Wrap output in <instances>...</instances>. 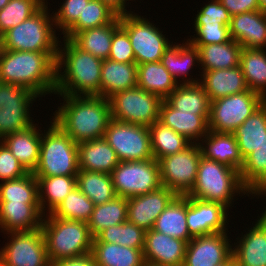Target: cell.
Segmentation results:
<instances>
[{
  "label": "cell",
  "mask_w": 266,
  "mask_h": 266,
  "mask_svg": "<svg viewBox=\"0 0 266 266\" xmlns=\"http://www.w3.org/2000/svg\"><path fill=\"white\" fill-rule=\"evenodd\" d=\"M231 16L249 11H258V0H219Z\"/></svg>",
  "instance_id": "cell-53"
},
{
  "label": "cell",
  "mask_w": 266,
  "mask_h": 266,
  "mask_svg": "<svg viewBox=\"0 0 266 266\" xmlns=\"http://www.w3.org/2000/svg\"><path fill=\"white\" fill-rule=\"evenodd\" d=\"M176 196L174 191L161 186L144 195L127 198V220L145 231L150 230Z\"/></svg>",
  "instance_id": "cell-18"
},
{
  "label": "cell",
  "mask_w": 266,
  "mask_h": 266,
  "mask_svg": "<svg viewBox=\"0 0 266 266\" xmlns=\"http://www.w3.org/2000/svg\"><path fill=\"white\" fill-rule=\"evenodd\" d=\"M43 217L39 203H0V228L3 233L41 228Z\"/></svg>",
  "instance_id": "cell-25"
},
{
  "label": "cell",
  "mask_w": 266,
  "mask_h": 266,
  "mask_svg": "<svg viewBox=\"0 0 266 266\" xmlns=\"http://www.w3.org/2000/svg\"><path fill=\"white\" fill-rule=\"evenodd\" d=\"M60 96L64 102L53 113L52 121L76 144L104 137L111 120L109 99L101 96Z\"/></svg>",
  "instance_id": "cell-2"
},
{
  "label": "cell",
  "mask_w": 266,
  "mask_h": 266,
  "mask_svg": "<svg viewBox=\"0 0 266 266\" xmlns=\"http://www.w3.org/2000/svg\"><path fill=\"white\" fill-rule=\"evenodd\" d=\"M91 253L97 266H144L143 249L116 243L92 242Z\"/></svg>",
  "instance_id": "cell-34"
},
{
  "label": "cell",
  "mask_w": 266,
  "mask_h": 266,
  "mask_svg": "<svg viewBox=\"0 0 266 266\" xmlns=\"http://www.w3.org/2000/svg\"><path fill=\"white\" fill-rule=\"evenodd\" d=\"M51 266H97L93 255L88 252L83 255L57 260Z\"/></svg>",
  "instance_id": "cell-54"
},
{
  "label": "cell",
  "mask_w": 266,
  "mask_h": 266,
  "mask_svg": "<svg viewBox=\"0 0 266 266\" xmlns=\"http://www.w3.org/2000/svg\"><path fill=\"white\" fill-rule=\"evenodd\" d=\"M76 186L95 206L104 204L116 197L110 174L79 170L76 175Z\"/></svg>",
  "instance_id": "cell-39"
},
{
  "label": "cell",
  "mask_w": 266,
  "mask_h": 266,
  "mask_svg": "<svg viewBox=\"0 0 266 266\" xmlns=\"http://www.w3.org/2000/svg\"><path fill=\"white\" fill-rule=\"evenodd\" d=\"M127 221V198L116 196L113 200L96 205L88 220L89 232L95 238L101 231Z\"/></svg>",
  "instance_id": "cell-41"
},
{
  "label": "cell",
  "mask_w": 266,
  "mask_h": 266,
  "mask_svg": "<svg viewBox=\"0 0 266 266\" xmlns=\"http://www.w3.org/2000/svg\"><path fill=\"white\" fill-rule=\"evenodd\" d=\"M152 229L188 243L192 237L187 226L186 195H177L155 220Z\"/></svg>",
  "instance_id": "cell-31"
},
{
  "label": "cell",
  "mask_w": 266,
  "mask_h": 266,
  "mask_svg": "<svg viewBox=\"0 0 266 266\" xmlns=\"http://www.w3.org/2000/svg\"><path fill=\"white\" fill-rule=\"evenodd\" d=\"M239 66L241 67L248 89L266 100L265 48H242Z\"/></svg>",
  "instance_id": "cell-36"
},
{
  "label": "cell",
  "mask_w": 266,
  "mask_h": 266,
  "mask_svg": "<svg viewBox=\"0 0 266 266\" xmlns=\"http://www.w3.org/2000/svg\"><path fill=\"white\" fill-rule=\"evenodd\" d=\"M201 156L197 142L181 152L161 158L158 162L162 186L177 195H187L194 187Z\"/></svg>",
  "instance_id": "cell-14"
},
{
  "label": "cell",
  "mask_w": 266,
  "mask_h": 266,
  "mask_svg": "<svg viewBox=\"0 0 266 266\" xmlns=\"http://www.w3.org/2000/svg\"><path fill=\"white\" fill-rule=\"evenodd\" d=\"M35 177L38 180L39 205L44 215L46 207L48 208L47 211L52 213L72 189L76 187V176Z\"/></svg>",
  "instance_id": "cell-38"
},
{
  "label": "cell",
  "mask_w": 266,
  "mask_h": 266,
  "mask_svg": "<svg viewBox=\"0 0 266 266\" xmlns=\"http://www.w3.org/2000/svg\"><path fill=\"white\" fill-rule=\"evenodd\" d=\"M137 86V64L102 60L100 96L109 99L115 93Z\"/></svg>",
  "instance_id": "cell-28"
},
{
  "label": "cell",
  "mask_w": 266,
  "mask_h": 266,
  "mask_svg": "<svg viewBox=\"0 0 266 266\" xmlns=\"http://www.w3.org/2000/svg\"><path fill=\"white\" fill-rule=\"evenodd\" d=\"M90 0H65L53 14L54 25L56 29L60 28L63 34L78 20L79 15L83 13L85 5Z\"/></svg>",
  "instance_id": "cell-49"
},
{
  "label": "cell",
  "mask_w": 266,
  "mask_h": 266,
  "mask_svg": "<svg viewBox=\"0 0 266 266\" xmlns=\"http://www.w3.org/2000/svg\"><path fill=\"white\" fill-rule=\"evenodd\" d=\"M11 239L0 250L6 266H51L41 228L7 232Z\"/></svg>",
  "instance_id": "cell-15"
},
{
  "label": "cell",
  "mask_w": 266,
  "mask_h": 266,
  "mask_svg": "<svg viewBox=\"0 0 266 266\" xmlns=\"http://www.w3.org/2000/svg\"><path fill=\"white\" fill-rule=\"evenodd\" d=\"M10 0H0V10L4 8L6 4L9 3Z\"/></svg>",
  "instance_id": "cell-59"
},
{
  "label": "cell",
  "mask_w": 266,
  "mask_h": 266,
  "mask_svg": "<svg viewBox=\"0 0 266 266\" xmlns=\"http://www.w3.org/2000/svg\"><path fill=\"white\" fill-rule=\"evenodd\" d=\"M240 178L250 195L266 196V134L255 150L244 159Z\"/></svg>",
  "instance_id": "cell-30"
},
{
  "label": "cell",
  "mask_w": 266,
  "mask_h": 266,
  "mask_svg": "<svg viewBox=\"0 0 266 266\" xmlns=\"http://www.w3.org/2000/svg\"><path fill=\"white\" fill-rule=\"evenodd\" d=\"M120 26V16L112 23L76 33L70 40L81 50L102 60L108 59L114 31Z\"/></svg>",
  "instance_id": "cell-33"
},
{
  "label": "cell",
  "mask_w": 266,
  "mask_h": 266,
  "mask_svg": "<svg viewBox=\"0 0 266 266\" xmlns=\"http://www.w3.org/2000/svg\"><path fill=\"white\" fill-rule=\"evenodd\" d=\"M118 15L100 0H90L78 20L63 34L71 39L76 33L112 23Z\"/></svg>",
  "instance_id": "cell-44"
},
{
  "label": "cell",
  "mask_w": 266,
  "mask_h": 266,
  "mask_svg": "<svg viewBox=\"0 0 266 266\" xmlns=\"http://www.w3.org/2000/svg\"><path fill=\"white\" fill-rule=\"evenodd\" d=\"M208 120L209 115L180 112L171 107L165 100L161 102L159 121L186 137L190 142L196 143L208 133Z\"/></svg>",
  "instance_id": "cell-22"
},
{
  "label": "cell",
  "mask_w": 266,
  "mask_h": 266,
  "mask_svg": "<svg viewBox=\"0 0 266 266\" xmlns=\"http://www.w3.org/2000/svg\"><path fill=\"white\" fill-rule=\"evenodd\" d=\"M248 231L232 248L236 266H266V225L258 218Z\"/></svg>",
  "instance_id": "cell-24"
},
{
  "label": "cell",
  "mask_w": 266,
  "mask_h": 266,
  "mask_svg": "<svg viewBox=\"0 0 266 266\" xmlns=\"http://www.w3.org/2000/svg\"><path fill=\"white\" fill-rule=\"evenodd\" d=\"M229 33L242 48H266V12L249 11L231 16Z\"/></svg>",
  "instance_id": "cell-20"
},
{
  "label": "cell",
  "mask_w": 266,
  "mask_h": 266,
  "mask_svg": "<svg viewBox=\"0 0 266 266\" xmlns=\"http://www.w3.org/2000/svg\"><path fill=\"white\" fill-rule=\"evenodd\" d=\"M0 203H39L38 180L32 172L0 183Z\"/></svg>",
  "instance_id": "cell-43"
},
{
  "label": "cell",
  "mask_w": 266,
  "mask_h": 266,
  "mask_svg": "<svg viewBox=\"0 0 266 266\" xmlns=\"http://www.w3.org/2000/svg\"><path fill=\"white\" fill-rule=\"evenodd\" d=\"M37 98L39 96L27 88L0 82V140L34 124L29 110Z\"/></svg>",
  "instance_id": "cell-13"
},
{
  "label": "cell",
  "mask_w": 266,
  "mask_h": 266,
  "mask_svg": "<svg viewBox=\"0 0 266 266\" xmlns=\"http://www.w3.org/2000/svg\"><path fill=\"white\" fill-rule=\"evenodd\" d=\"M179 85L161 61L137 65V86L165 100Z\"/></svg>",
  "instance_id": "cell-32"
},
{
  "label": "cell",
  "mask_w": 266,
  "mask_h": 266,
  "mask_svg": "<svg viewBox=\"0 0 266 266\" xmlns=\"http://www.w3.org/2000/svg\"><path fill=\"white\" fill-rule=\"evenodd\" d=\"M63 39L56 60L55 95L100 96L102 59Z\"/></svg>",
  "instance_id": "cell-3"
},
{
  "label": "cell",
  "mask_w": 266,
  "mask_h": 266,
  "mask_svg": "<svg viewBox=\"0 0 266 266\" xmlns=\"http://www.w3.org/2000/svg\"><path fill=\"white\" fill-rule=\"evenodd\" d=\"M211 1V2H210ZM200 9L194 18V23H221L229 25L231 15L219 0H210Z\"/></svg>",
  "instance_id": "cell-52"
},
{
  "label": "cell",
  "mask_w": 266,
  "mask_h": 266,
  "mask_svg": "<svg viewBox=\"0 0 266 266\" xmlns=\"http://www.w3.org/2000/svg\"><path fill=\"white\" fill-rule=\"evenodd\" d=\"M171 44L169 47L164 51V54L161 58L162 65L167 69L169 74L173 76V78L178 83V77H183V81L179 79V83L181 84H195L199 83L200 80H193L187 76L189 75V71L191 70L194 64L200 62L199 59V50L196 46L191 45L188 41L184 44ZM181 75V76H180ZM187 75L186 77H184ZM185 78V80H184ZM187 79V80H186Z\"/></svg>",
  "instance_id": "cell-29"
},
{
  "label": "cell",
  "mask_w": 266,
  "mask_h": 266,
  "mask_svg": "<svg viewBox=\"0 0 266 266\" xmlns=\"http://www.w3.org/2000/svg\"><path fill=\"white\" fill-rule=\"evenodd\" d=\"M148 128L153 158L157 161L163 157L181 152L193 143L170 127L165 126L159 120Z\"/></svg>",
  "instance_id": "cell-42"
},
{
  "label": "cell",
  "mask_w": 266,
  "mask_h": 266,
  "mask_svg": "<svg viewBox=\"0 0 266 266\" xmlns=\"http://www.w3.org/2000/svg\"><path fill=\"white\" fill-rule=\"evenodd\" d=\"M36 124L28 129L4 136L1 141L27 172H34L39 162L42 132ZM40 131V132H39Z\"/></svg>",
  "instance_id": "cell-26"
},
{
  "label": "cell",
  "mask_w": 266,
  "mask_h": 266,
  "mask_svg": "<svg viewBox=\"0 0 266 266\" xmlns=\"http://www.w3.org/2000/svg\"><path fill=\"white\" fill-rule=\"evenodd\" d=\"M187 243L181 239L147 230L143 256L145 264L153 266H183Z\"/></svg>",
  "instance_id": "cell-19"
},
{
  "label": "cell",
  "mask_w": 266,
  "mask_h": 266,
  "mask_svg": "<svg viewBox=\"0 0 266 266\" xmlns=\"http://www.w3.org/2000/svg\"><path fill=\"white\" fill-rule=\"evenodd\" d=\"M266 100L247 90L210 102L209 131L233 133Z\"/></svg>",
  "instance_id": "cell-9"
},
{
  "label": "cell",
  "mask_w": 266,
  "mask_h": 266,
  "mask_svg": "<svg viewBox=\"0 0 266 266\" xmlns=\"http://www.w3.org/2000/svg\"><path fill=\"white\" fill-rule=\"evenodd\" d=\"M45 3L35 14L9 29L1 36L0 47L5 50L58 52L59 41L53 28V15Z\"/></svg>",
  "instance_id": "cell-6"
},
{
  "label": "cell",
  "mask_w": 266,
  "mask_h": 266,
  "mask_svg": "<svg viewBox=\"0 0 266 266\" xmlns=\"http://www.w3.org/2000/svg\"><path fill=\"white\" fill-rule=\"evenodd\" d=\"M0 266H6V265L0 260Z\"/></svg>",
  "instance_id": "cell-60"
},
{
  "label": "cell",
  "mask_w": 266,
  "mask_h": 266,
  "mask_svg": "<svg viewBox=\"0 0 266 266\" xmlns=\"http://www.w3.org/2000/svg\"><path fill=\"white\" fill-rule=\"evenodd\" d=\"M42 132L39 162L35 176H76L79 171L78 144L56 123L50 121Z\"/></svg>",
  "instance_id": "cell-7"
},
{
  "label": "cell",
  "mask_w": 266,
  "mask_h": 266,
  "mask_svg": "<svg viewBox=\"0 0 266 266\" xmlns=\"http://www.w3.org/2000/svg\"><path fill=\"white\" fill-rule=\"evenodd\" d=\"M106 6H108L112 11H114L118 16L130 14V11H127L126 1L129 0H100Z\"/></svg>",
  "instance_id": "cell-55"
},
{
  "label": "cell",
  "mask_w": 266,
  "mask_h": 266,
  "mask_svg": "<svg viewBox=\"0 0 266 266\" xmlns=\"http://www.w3.org/2000/svg\"><path fill=\"white\" fill-rule=\"evenodd\" d=\"M216 266H236L234 256L231 255L225 262H223L219 265H216Z\"/></svg>",
  "instance_id": "cell-56"
},
{
  "label": "cell",
  "mask_w": 266,
  "mask_h": 266,
  "mask_svg": "<svg viewBox=\"0 0 266 266\" xmlns=\"http://www.w3.org/2000/svg\"><path fill=\"white\" fill-rule=\"evenodd\" d=\"M103 138L115 150L119 161L153 158L148 126L111 119Z\"/></svg>",
  "instance_id": "cell-12"
},
{
  "label": "cell",
  "mask_w": 266,
  "mask_h": 266,
  "mask_svg": "<svg viewBox=\"0 0 266 266\" xmlns=\"http://www.w3.org/2000/svg\"><path fill=\"white\" fill-rule=\"evenodd\" d=\"M109 101L111 119L148 127L159 120L162 99L138 86L115 93Z\"/></svg>",
  "instance_id": "cell-10"
},
{
  "label": "cell",
  "mask_w": 266,
  "mask_h": 266,
  "mask_svg": "<svg viewBox=\"0 0 266 266\" xmlns=\"http://www.w3.org/2000/svg\"><path fill=\"white\" fill-rule=\"evenodd\" d=\"M226 232L192 238L186 245L183 266H216L232 255Z\"/></svg>",
  "instance_id": "cell-17"
},
{
  "label": "cell",
  "mask_w": 266,
  "mask_h": 266,
  "mask_svg": "<svg viewBox=\"0 0 266 266\" xmlns=\"http://www.w3.org/2000/svg\"><path fill=\"white\" fill-rule=\"evenodd\" d=\"M196 37L187 41L194 46H202L213 43L222 44L231 40L229 25L221 23H194Z\"/></svg>",
  "instance_id": "cell-48"
},
{
  "label": "cell",
  "mask_w": 266,
  "mask_h": 266,
  "mask_svg": "<svg viewBox=\"0 0 266 266\" xmlns=\"http://www.w3.org/2000/svg\"><path fill=\"white\" fill-rule=\"evenodd\" d=\"M95 204L76 186L51 213L56 218L88 222Z\"/></svg>",
  "instance_id": "cell-46"
},
{
  "label": "cell",
  "mask_w": 266,
  "mask_h": 266,
  "mask_svg": "<svg viewBox=\"0 0 266 266\" xmlns=\"http://www.w3.org/2000/svg\"><path fill=\"white\" fill-rule=\"evenodd\" d=\"M165 101L180 112L210 115L211 101L199 83L179 84Z\"/></svg>",
  "instance_id": "cell-37"
},
{
  "label": "cell",
  "mask_w": 266,
  "mask_h": 266,
  "mask_svg": "<svg viewBox=\"0 0 266 266\" xmlns=\"http://www.w3.org/2000/svg\"><path fill=\"white\" fill-rule=\"evenodd\" d=\"M243 160L255 150L266 134V102L234 132Z\"/></svg>",
  "instance_id": "cell-40"
},
{
  "label": "cell",
  "mask_w": 266,
  "mask_h": 266,
  "mask_svg": "<svg viewBox=\"0 0 266 266\" xmlns=\"http://www.w3.org/2000/svg\"><path fill=\"white\" fill-rule=\"evenodd\" d=\"M201 141L203 144L205 143L203 145L198 142L202 157L240 171L244 160L234 133L208 131Z\"/></svg>",
  "instance_id": "cell-21"
},
{
  "label": "cell",
  "mask_w": 266,
  "mask_h": 266,
  "mask_svg": "<svg viewBox=\"0 0 266 266\" xmlns=\"http://www.w3.org/2000/svg\"><path fill=\"white\" fill-rule=\"evenodd\" d=\"M46 0H10L0 10V36L35 14Z\"/></svg>",
  "instance_id": "cell-47"
},
{
  "label": "cell",
  "mask_w": 266,
  "mask_h": 266,
  "mask_svg": "<svg viewBox=\"0 0 266 266\" xmlns=\"http://www.w3.org/2000/svg\"><path fill=\"white\" fill-rule=\"evenodd\" d=\"M259 2V10L262 12H266V0H258Z\"/></svg>",
  "instance_id": "cell-57"
},
{
  "label": "cell",
  "mask_w": 266,
  "mask_h": 266,
  "mask_svg": "<svg viewBox=\"0 0 266 266\" xmlns=\"http://www.w3.org/2000/svg\"><path fill=\"white\" fill-rule=\"evenodd\" d=\"M146 231L128 220L101 231L93 242L116 243L130 248L144 249Z\"/></svg>",
  "instance_id": "cell-45"
},
{
  "label": "cell",
  "mask_w": 266,
  "mask_h": 266,
  "mask_svg": "<svg viewBox=\"0 0 266 266\" xmlns=\"http://www.w3.org/2000/svg\"><path fill=\"white\" fill-rule=\"evenodd\" d=\"M237 193L250 194L242 184L240 171L201 156L194 187L186 196L218 202L229 209Z\"/></svg>",
  "instance_id": "cell-4"
},
{
  "label": "cell",
  "mask_w": 266,
  "mask_h": 266,
  "mask_svg": "<svg viewBox=\"0 0 266 266\" xmlns=\"http://www.w3.org/2000/svg\"><path fill=\"white\" fill-rule=\"evenodd\" d=\"M47 214L43 217L41 230L51 264L60 259L91 252L93 237L87 222L56 218L51 213Z\"/></svg>",
  "instance_id": "cell-5"
},
{
  "label": "cell",
  "mask_w": 266,
  "mask_h": 266,
  "mask_svg": "<svg viewBox=\"0 0 266 266\" xmlns=\"http://www.w3.org/2000/svg\"><path fill=\"white\" fill-rule=\"evenodd\" d=\"M28 172L19 163L8 147L0 140V180L8 181L20 178Z\"/></svg>",
  "instance_id": "cell-51"
},
{
  "label": "cell",
  "mask_w": 266,
  "mask_h": 266,
  "mask_svg": "<svg viewBox=\"0 0 266 266\" xmlns=\"http://www.w3.org/2000/svg\"><path fill=\"white\" fill-rule=\"evenodd\" d=\"M58 52L5 50L0 47V82L22 86L37 96L55 94Z\"/></svg>",
  "instance_id": "cell-1"
},
{
  "label": "cell",
  "mask_w": 266,
  "mask_h": 266,
  "mask_svg": "<svg viewBox=\"0 0 266 266\" xmlns=\"http://www.w3.org/2000/svg\"><path fill=\"white\" fill-rule=\"evenodd\" d=\"M201 73L199 84L203 87L210 101L248 90L240 66Z\"/></svg>",
  "instance_id": "cell-23"
},
{
  "label": "cell",
  "mask_w": 266,
  "mask_h": 266,
  "mask_svg": "<svg viewBox=\"0 0 266 266\" xmlns=\"http://www.w3.org/2000/svg\"><path fill=\"white\" fill-rule=\"evenodd\" d=\"M196 47L199 50L202 72L239 66L242 46L233 39L222 44L213 43Z\"/></svg>",
  "instance_id": "cell-35"
},
{
  "label": "cell",
  "mask_w": 266,
  "mask_h": 266,
  "mask_svg": "<svg viewBox=\"0 0 266 266\" xmlns=\"http://www.w3.org/2000/svg\"><path fill=\"white\" fill-rule=\"evenodd\" d=\"M118 164L115 150L104 138L78 144L79 170L111 174Z\"/></svg>",
  "instance_id": "cell-27"
},
{
  "label": "cell",
  "mask_w": 266,
  "mask_h": 266,
  "mask_svg": "<svg viewBox=\"0 0 266 266\" xmlns=\"http://www.w3.org/2000/svg\"><path fill=\"white\" fill-rule=\"evenodd\" d=\"M227 209L218 202H207L186 196V219L190 236L194 238L226 232L229 224Z\"/></svg>",
  "instance_id": "cell-16"
},
{
  "label": "cell",
  "mask_w": 266,
  "mask_h": 266,
  "mask_svg": "<svg viewBox=\"0 0 266 266\" xmlns=\"http://www.w3.org/2000/svg\"><path fill=\"white\" fill-rule=\"evenodd\" d=\"M146 19L133 12L120 16V26L129 36L137 65L161 61L164 51L171 44L160 28Z\"/></svg>",
  "instance_id": "cell-11"
},
{
  "label": "cell",
  "mask_w": 266,
  "mask_h": 266,
  "mask_svg": "<svg viewBox=\"0 0 266 266\" xmlns=\"http://www.w3.org/2000/svg\"><path fill=\"white\" fill-rule=\"evenodd\" d=\"M260 220L266 225V208L262 215L259 217Z\"/></svg>",
  "instance_id": "cell-58"
},
{
  "label": "cell",
  "mask_w": 266,
  "mask_h": 266,
  "mask_svg": "<svg viewBox=\"0 0 266 266\" xmlns=\"http://www.w3.org/2000/svg\"><path fill=\"white\" fill-rule=\"evenodd\" d=\"M116 196L131 198L159 189V162L154 158L142 161H119L111 172Z\"/></svg>",
  "instance_id": "cell-8"
},
{
  "label": "cell",
  "mask_w": 266,
  "mask_h": 266,
  "mask_svg": "<svg viewBox=\"0 0 266 266\" xmlns=\"http://www.w3.org/2000/svg\"><path fill=\"white\" fill-rule=\"evenodd\" d=\"M108 59L120 63H135L129 36L121 26L114 31Z\"/></svg>",
  "instance_id": "cell-50"
}]
</instances>
